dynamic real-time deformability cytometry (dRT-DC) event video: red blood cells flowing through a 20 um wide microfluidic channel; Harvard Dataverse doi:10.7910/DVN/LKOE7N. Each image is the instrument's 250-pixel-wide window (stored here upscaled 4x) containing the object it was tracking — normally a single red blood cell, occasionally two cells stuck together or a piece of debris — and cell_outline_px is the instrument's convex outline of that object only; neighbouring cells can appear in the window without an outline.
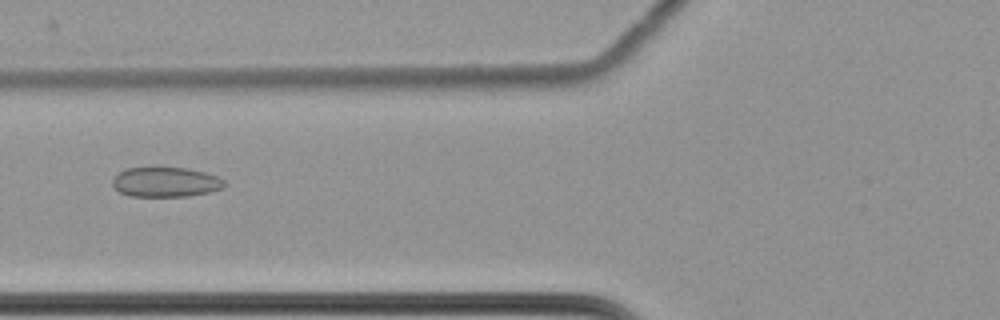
{"species": "common noctule bat (a hibernating species)", "species_latin": "Nyctalus noctula", "temperature_condition": "cold", "stored_images_in_passage": 60, "camera_frame_rate_fps": 3000, "um_per_image_px": 0.085, "animal": {"sex": "female", "body_mass_g": 22.7, "forearm_length_mm": 54.2}, "frame": {"image": 1, "passage_image": 25, "time_ms": 8.0, "image_size_px": [1000, 320], "cell_outline_px": [[224, 188], [208, 192], [188, 196], [132, 196], [120, 192], [112, 184], [112, 180], [120, 172], [128, 168], [148, 164], [188, 168], [204, 172], [216, 176], [224, 180]], "centroid_in_image_um": [14.05, 15.42], "position_along_channel_um": 111.7, "area_um2": 20.0}}
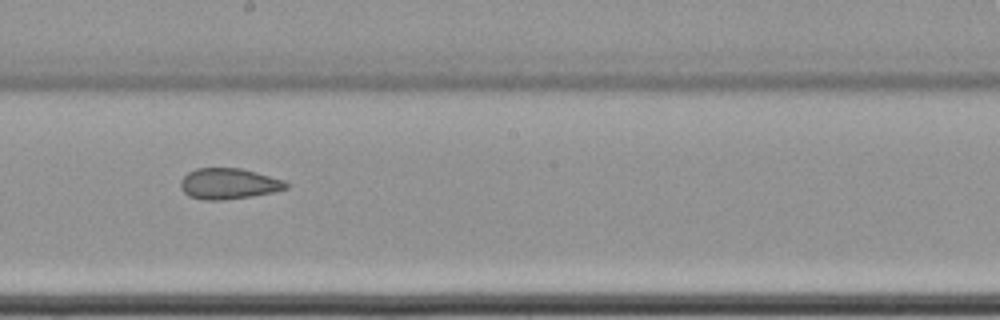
{"frame": {"image": 2, "passage_image": 35, "time_ms": 11.333, "image_size_px": [1000, 320], "cell_outline_px": [[288, 188], [272, 192], [252, 196], [220, 200], [204, 200], [188, 196], [180, 188], [180, 180], [188, 172], [196, 168], [240, 168], [256, 172], [284, 180], [288, 184]], "centroid_in_image_um": [19.41, 15.61], "position_along_channel_um": 228.8, "area_um2": 18.96}}
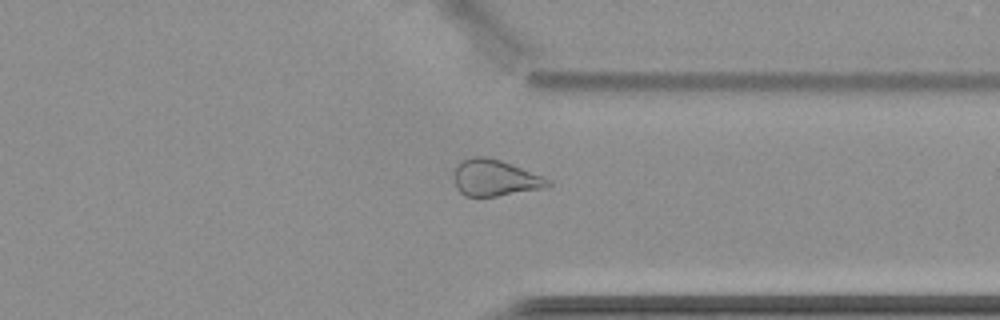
{"frame": {"image": 3, "passage_image": 47, "time_ms": 15.333, "image_size_px": [1000, 320], "cell_outline_px": [[552, 184], [544, 188], [496, 196], [464, 196], [456, 188], [452, 176], [456, 168], [464, 160], [472, 156], [484, 156], [500, 160], [552, 180]], "centroid_in_image_um": [42.05, 15.13], "position_along_channel_um": 369.4, "area_um2": 19.77}, "authors_computed_cell_mechanics": {"area_um2": 22.3397, "velocity_mm_per_s": 3.508, "shape_relaxation_time_tau1_ms": null, "shape_relaxation_time_tau2_ms": 2.7607, "deformation_change_tau1": null, "deformation_change_tau2": 0.0984}}